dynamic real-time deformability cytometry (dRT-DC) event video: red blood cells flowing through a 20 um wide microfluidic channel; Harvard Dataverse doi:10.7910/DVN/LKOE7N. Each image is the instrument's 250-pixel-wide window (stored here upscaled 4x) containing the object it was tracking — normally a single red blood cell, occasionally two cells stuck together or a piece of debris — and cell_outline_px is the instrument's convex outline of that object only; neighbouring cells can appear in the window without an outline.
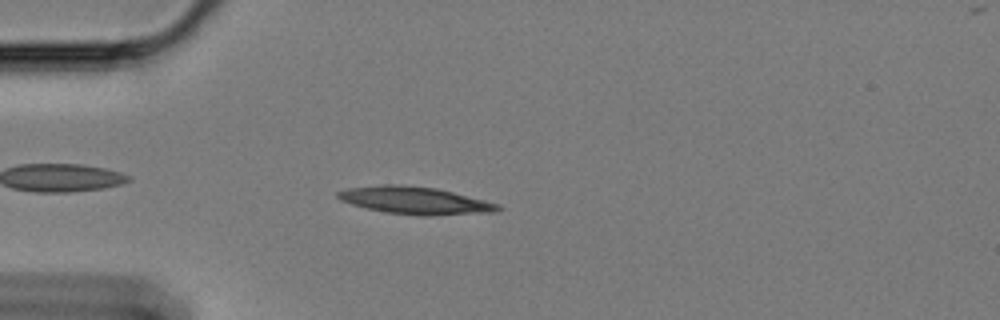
{"species": "Egyptian fruit bat (a non-hibernating species)", "species_latin": "Rousettus aegyptiacus", "temperature_condition": "cold", "stored_images_in_passage": 48, "camera_frame_rate_fps": 3000, "um_per_image_px": 0.085, "animal": {"sex": "female"}, "frame": {"image": 1, "passage_image": 5, "time_ms": 1.333, "image_size_px": [1000, 320], "cell_outline_px": [[504, 208], [496, 212], [428, 216], [424, 216], [388, 212], [368, 208], [352, 204], [340, 200], [336, 196], [336, 192], [348, 188], [384, 184], [400, 184], [436, 188], [500, 204]], "centroid_in_image_um": [35.31, 17.04], "position_along_channel_um": 49.7, "area_um2": 25.49}}
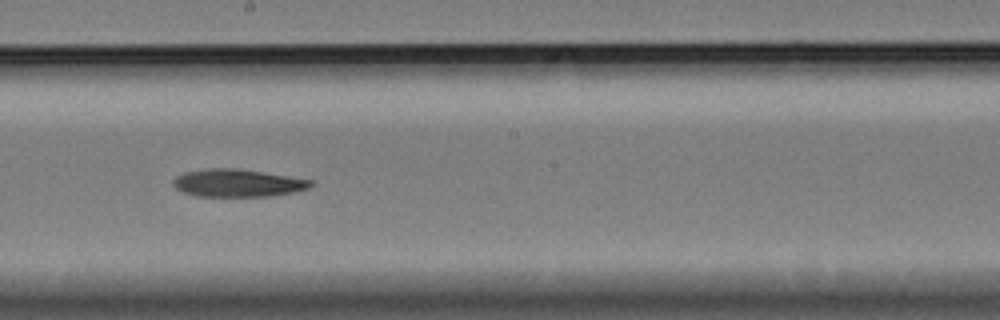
{"frame": {"image": 2, "passage_image": 22, "time_ms": 7.0, "image_size_px": [1000, 320], "cell_outline_px": [[316, 184], [308, 188], [292, 192], [268, 196], [196, 196], [184, 192], [176, 188], [172, 184], [172, 180], [176, 176], [184, 172], [204, 168], [236, 168], [312, 180]], "centroid_in_image_um": [20.16, 15.55], "position_along_channel_um": 228.0, "area_um2": 22.08}}
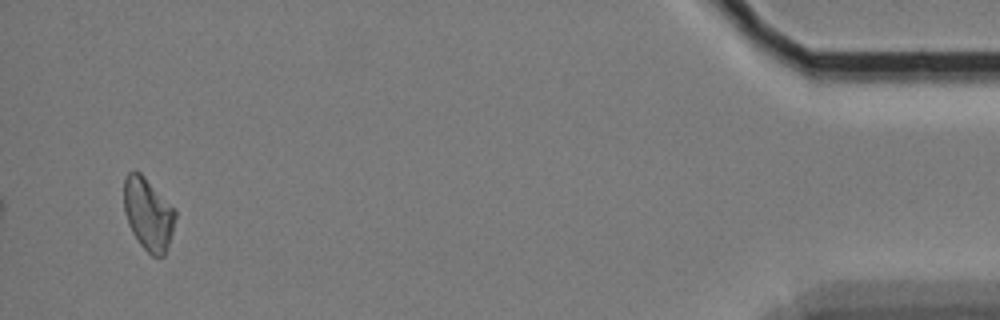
{"frame": {"image": 3, "passage_image": 46, "time_ms": 15.0, "image_size_px": [1000, 320], "cell_outline_px": [[176, 216], [172, 232], [164, 256], [152, 256], [140, 244], [132, 232], [128, 224], [124, 212], [124, 180], [128, 172], [136, 168], [176, 208]], "centroid_in_image_um": [12.59, 18.15], "position_along_channel_um": 422.6, "area_um2": 21.85}}